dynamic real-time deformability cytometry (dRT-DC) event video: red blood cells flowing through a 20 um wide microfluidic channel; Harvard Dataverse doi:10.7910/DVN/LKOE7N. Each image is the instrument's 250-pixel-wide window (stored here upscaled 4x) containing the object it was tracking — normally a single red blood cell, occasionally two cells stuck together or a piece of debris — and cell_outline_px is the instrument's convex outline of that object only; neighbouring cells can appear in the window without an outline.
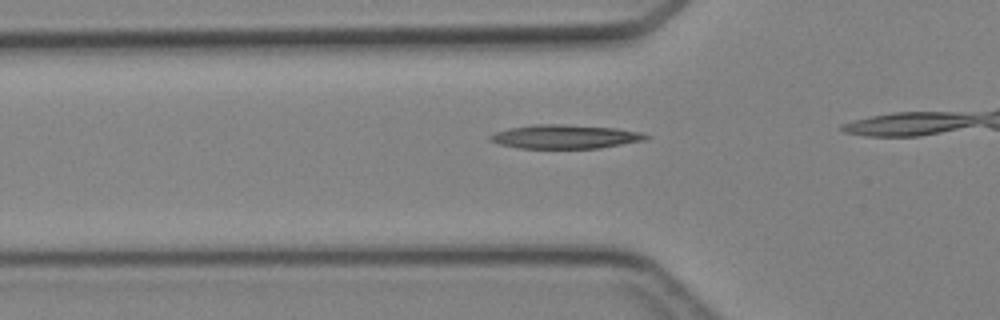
{"species": "Egyptian fruit bat (a non-hibernating species)", "species_latin": "Rousettus aegyptiacus", "temperature_condition": "cold", "stored_images_in_passage": 5, "segment_of_instrument_passage": [2, 2], "camera_frame_rate_fps": 3000, "um_per_image_px": 0.085, "animal": {"sex": "female"}, "frame": {"image": 1, "passage_image": 5, "time_ms": 4.667, "image_size_px": [1000, 320], "cell_outline_px": [[652, 136], [644, 140], [600, 148], [520, 148], [500, 144], [488, 140], [488, 136], [496, 132], [508, 128], [532, 124], [560, 124], [616, 128], [640, 132]], "centroid_in_image_um": [48.01, 11.61], "position_along_channel_um": 77.8, "area_um2": 21.62}}